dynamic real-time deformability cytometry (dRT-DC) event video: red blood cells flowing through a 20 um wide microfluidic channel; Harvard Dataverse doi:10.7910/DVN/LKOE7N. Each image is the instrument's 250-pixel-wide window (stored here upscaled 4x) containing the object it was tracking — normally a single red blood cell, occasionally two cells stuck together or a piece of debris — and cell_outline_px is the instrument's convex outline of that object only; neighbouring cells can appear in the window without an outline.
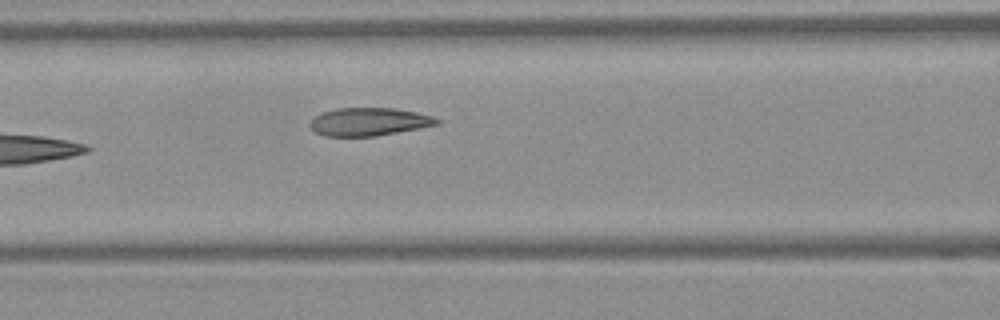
{"species": "Egyptian fruit bat (a non-hibernating species)", "species_latin": "Rousettus aegyptiacus", "temperature_condition": "warm", "stored_images_in_passage": 7, "camera_frame_rate_fps": 3000, "um_per_image_px": 0.085, "frame": {"image": 1, "passage_image": 7, "time_ms": 2.0, "image_size_px": [1000, 320], "cell_outline_px": [[440, 124], [420, 128], [376, 136], [324, 136], [316, 132], [308, 124], [312, 116], [336, 108], [392, 108], [416, 112], [432, 116], [440, 120]], "centroid_in_image_um": [31.34, 10.35], "position_along_channel_um": 135.3, "area_um2": 20.75}}